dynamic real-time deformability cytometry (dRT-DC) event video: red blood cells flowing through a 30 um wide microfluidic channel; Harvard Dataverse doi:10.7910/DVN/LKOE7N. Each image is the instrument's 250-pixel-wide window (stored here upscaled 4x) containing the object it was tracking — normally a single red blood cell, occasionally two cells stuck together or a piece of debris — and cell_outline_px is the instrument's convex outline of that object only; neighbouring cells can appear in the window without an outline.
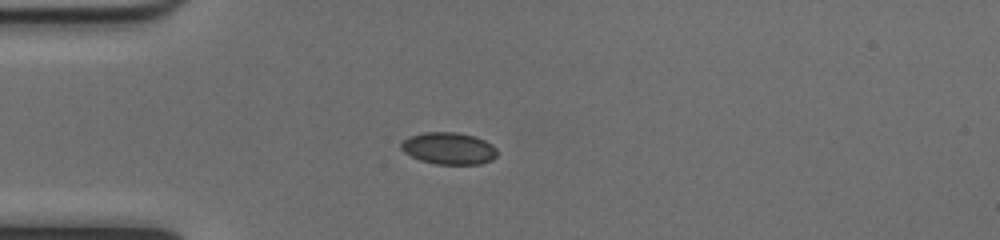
{"species": "common noctule bat (a hibernating species)", "species_latin": "Nyctalus noctula", "temperature_condition": "cold", "stored_images_in_passage": 38, "camera_frame_rate_fps": 3000, "um_per_image_px": 0.085, "animal": {"sex": "female", "body_mass_g": 17.0, "forearm_length_mm": 48.0}, "frame": {"image": 1, "passage_image": 1, "time_ms": 0.0, "image_size_px": [1000, 240], "cell_outline_px": [[496, 156], [492, 160], [480, 164], [436, 164], [420, 160], [404, 152], [400, 148], [400, 144], [408, 136], [424, 132], [456, 132], [472, 136], [484, 140], [492, 144], [496, 148]], "centroid_in_image_um": [38.13, 12.61], "position_along_channel_um": 46.9, "area_um2": 17.86}}
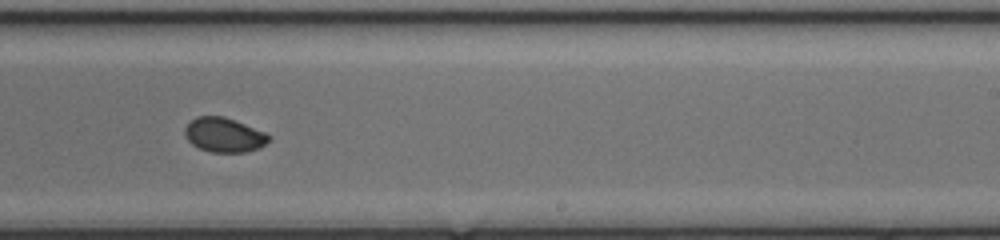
{"frame": {"image": 2, "passage_image": 19, "time_ms": 6.0, "image_size_px": [1000, 240], "cell_outline_px": [[272, 140], [260, 148], [244, 152], [212, 152], [200, 148], [192, 144], [188, 140], [184, 132], [184, 128], [196, 116], [224, 116], [264, 132], [272, 136]], "centroid_in_image_um": [19.07, 11.47], "position_along_channel_um": 269.9, "area_um2": 16.82}}
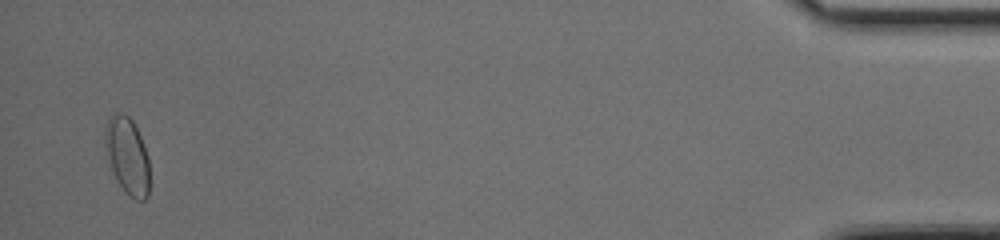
{"frame": {"image": 3, "passage_image": 37, "time_ms": 12.0, "image_size_px": [1000, 240], "cell_outline_px": [[148, 196], [144, 200], [136, 200], [128, 196], [124, 192], [112, 168], [104, 144], [104, 132], [108, 120], [116, 112], [120, 112], [128, 116], [132, 120], [140, 136], [148, 156]], "centroid_in_image_um": [10.82, 13.24], "position_along_channel_um": 424.4, "area_um2": 19.54}, "authors_computed_cell_mechanics": {"area_um2": 17.4556, "velocity_mm_per_s": 4.0114, "shape_relaxation_time_tau1_ms": 1.8564, "shape_relaxation_time_tau2_ms": null, "deformation_change_tau1": 0.0796, "deformation_change_tau2": null}}